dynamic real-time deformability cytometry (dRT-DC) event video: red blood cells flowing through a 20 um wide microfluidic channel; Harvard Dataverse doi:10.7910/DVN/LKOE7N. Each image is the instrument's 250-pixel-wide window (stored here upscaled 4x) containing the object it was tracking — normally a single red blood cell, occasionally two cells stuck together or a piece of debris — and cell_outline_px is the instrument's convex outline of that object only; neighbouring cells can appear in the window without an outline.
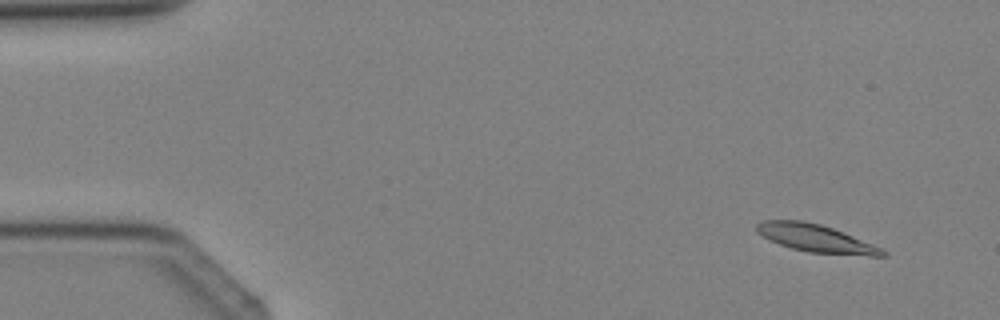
{"species": "Egyptian fruit bat (a non-hibernating species)", "species_latin": "Rousettus aegyptiacus", "temperature_condition": "cold", "stored_images_in_passage": 3, "camera_frame_rate_fps": 3000, "um_per_image_px": 0.085, "animal": {"sex": "female"}, "frame": {"image": 1, "passage_image": 1, "time_ms": 0.0, "image_size_px": [1000, 320], "cell_outline_px": [[888, 256], [868, 256], [808, 252], [792, 248], [780, 244], [756, 232], [756, 224], [764, 220], [804, 220], [820, 224], [832, 228], [872, 244], [888, 252]], "centroid_in_image_um": [69.35, 20.26], "position_along_channel_um": 15.6, "area_um2": 20.06}}